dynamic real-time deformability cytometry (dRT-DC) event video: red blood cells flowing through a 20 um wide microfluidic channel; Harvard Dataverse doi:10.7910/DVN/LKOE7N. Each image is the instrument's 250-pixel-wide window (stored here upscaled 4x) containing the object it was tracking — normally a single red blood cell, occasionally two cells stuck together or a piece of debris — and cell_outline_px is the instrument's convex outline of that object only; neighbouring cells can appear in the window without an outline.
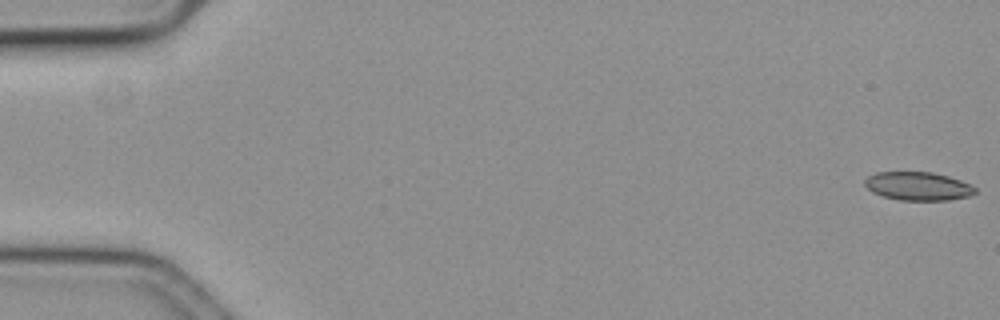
{"species": "common noctule bat (a hibernating species)", "species_latin": "Nyctalus noctula", "temperature_condition": "cold", "stored_images_in_passage": 59, "camera_frame_rate_fps": 3000, "um_per_image_px": 0.085, "animal": {"sex": "female", "body_mass_g": 19.3, "forearm_length_mm": 54.1}, "frame": {"image": 1, "passage_image": 1, "time_ms": 0.0, "image_size_px": [1000, 320], "cell_outline_px": [[976, 192], [968, 196], [948, 200], [900, 200], [880, 196], [872, 192], [864, 184], [864, 180], [868, 176], [876, 172], [932, 172], [948, 176], [960, 180], [976, 188]], "centroid_in_image_um": [77.99, 15.82], "position_along_channel_um": 7.0, "area_um2": 18.26}}
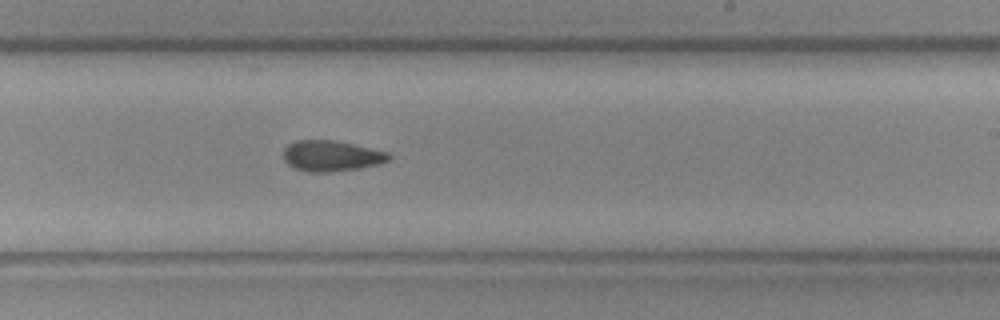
{"frame": {"image": 2, "passage_image": 36, "time_ms": 11.667, "image_size_px": [1000, 320], "cell_outline_px": [[392, 156], [388, 160], [380, 164], [360, 168], [328, 172], [308, 172], [296, 168], [288, 164], [284, 160], [284, 148], [288, 144], [296, 140], [332, 140], [352, 144], [388, 152]], "centroid_in_image_um": [28.16, 13.25], "position_along_channel_um": 260.8, "area_um2": 18.79}}
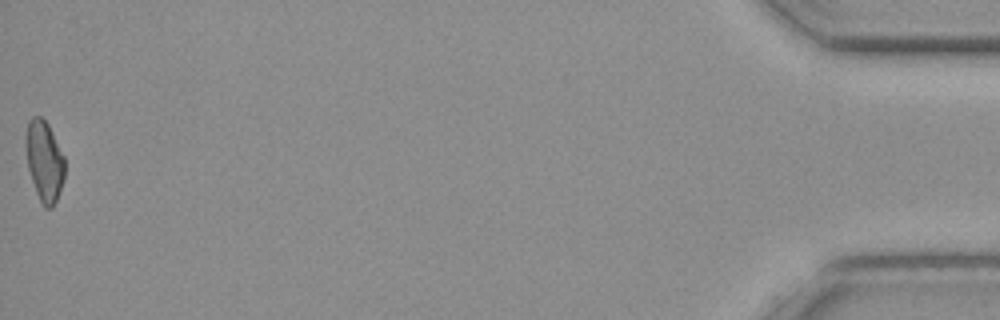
{"frame": {"image": 3, "passage_image": 59, "time_ms": 19.333, "image_size_px": [1000, 320], "cell_outline_px": [[64, 176], [56, 200], [52, 208], [44, 208], [36, 192], [28, 168], [24, 140], [24, 136], [28, 120], [32, 116], [40, 116], [48, 124], [64, 156]], "centroid_in_image_um": [3.74, 13.64], "position_along_channel_um": 431.5, "area_um2": 18.26}}